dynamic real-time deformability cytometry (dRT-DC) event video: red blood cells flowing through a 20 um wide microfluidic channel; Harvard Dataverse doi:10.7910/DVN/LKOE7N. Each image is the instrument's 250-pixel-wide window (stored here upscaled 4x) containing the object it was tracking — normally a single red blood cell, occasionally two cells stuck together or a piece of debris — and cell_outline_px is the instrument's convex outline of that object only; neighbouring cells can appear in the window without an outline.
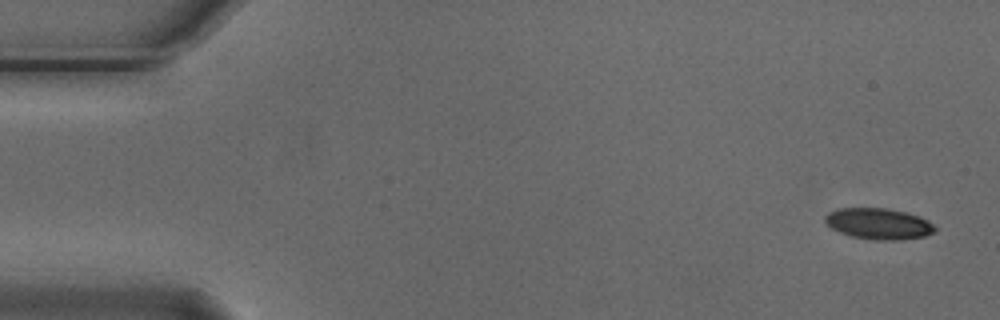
{"species": "Egyptian fruit bat (a non-hibernating species)", "species_latin": "Rousettus aegyptiacus", "temperature_condition": "cold", "stored_images_in_passage": 4, "camera_frame_rate_fps": 3000, "um_per_image_px": 0.085, "animal": {"sex": "male"}, "frame": {"image": 1, "passage_image": 1, "time_ms": 0.0, "image_size_px": [1000, 320], "cell_outline_px": [[936, 232], [924, 236], [900, 240], [872, 240], [852, 236], [840, 232], [832, 228], [824, 220], [824, 216], [828, 212], [836, 208], [884, 208], [904, 212], [928, 220], [936, 228]], "centroid_in_image_um": [74.66, 19.02], "position_along_channel_um": 10.3, "area_um2": 19.83}}
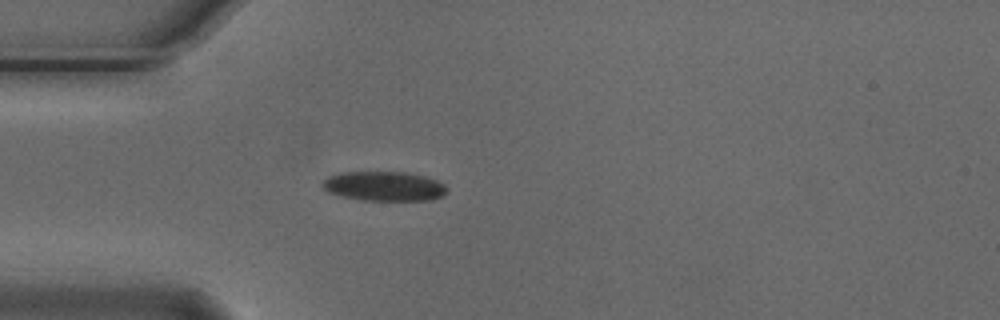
{"frame": {"image": 2, "passage_image": 4, "time_ms": 1.0, "image_size_px": [1000, 320], "cell_outline_px": [[448, 192], [444, 196], [432, 200], [360, 200], [340, 196], [328, 192], [320, 184], [328, 176], [340, 172], [404, 172], [424, 176], [436, 180], [444, 184], [448, 188]], "centroid_in_image_um": [32.66, 15.83], "position_along_channel_um": 52.3, "area_um2": 21.62}}